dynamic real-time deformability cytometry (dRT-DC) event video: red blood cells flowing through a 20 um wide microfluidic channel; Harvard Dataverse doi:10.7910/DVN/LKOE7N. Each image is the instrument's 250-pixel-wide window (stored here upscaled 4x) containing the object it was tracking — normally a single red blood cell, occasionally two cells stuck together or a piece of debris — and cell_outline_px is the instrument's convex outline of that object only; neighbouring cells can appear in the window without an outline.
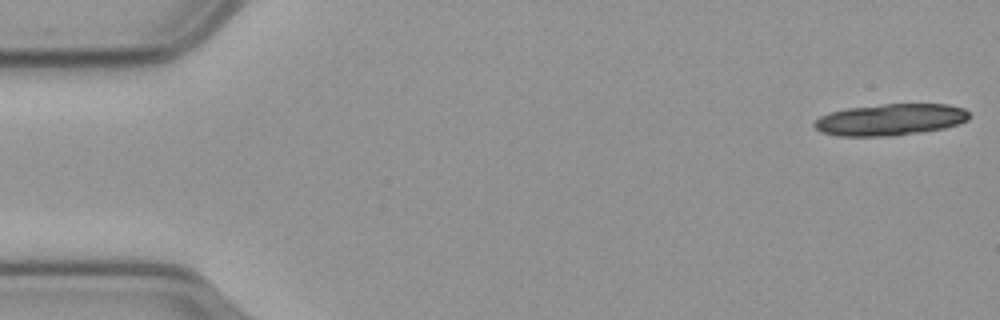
{"species": "common noctule bat (a hibernating species)", "species_latin": "Nyctalus noctula", "temperature_condition": "cold", "stored_images_in_passage": 11, "camera_frame_rate_fps": 3000, "um_per_image_px": 0.085, "animal": {"sex": "male", "body_mass_g": 23.1, "forearm_length_mm": 52.7}, "frame": {"image": 1, "passage_image": 1, "time_ms": 0.0, "image_size_px": [1000, 320], "cell_outline_px": [[968, 120], [944, 128], [892, 136], [840, 136], [824, 132], [816, 128], [812, 124], [820, 116], [832, 112], [848, 108], [884, 104], [948, 104], [964, 108], [968, 112]], "centroid_in_image_um": [75.69, 10.16], "position_along_channel_um": 9.3, "area_um2": 28.21}}